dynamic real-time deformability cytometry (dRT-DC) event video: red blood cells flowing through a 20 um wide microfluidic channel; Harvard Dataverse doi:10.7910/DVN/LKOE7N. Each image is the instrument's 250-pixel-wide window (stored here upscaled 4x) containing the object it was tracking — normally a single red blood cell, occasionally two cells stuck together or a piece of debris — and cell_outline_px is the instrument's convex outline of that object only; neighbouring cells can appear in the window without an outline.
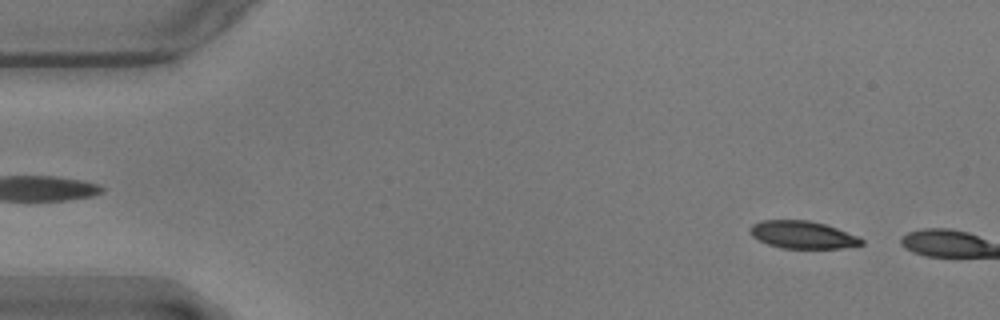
{"species": "common noctule bat (a hibernating species)", "species_latin": "Nyctalus noctula", "temperature_condition": "warm", "stored_images_in_passage": 7, "camera_frame_rate_fps": 3000, "um_per_image_px": 0.085, "animal": {"sex": "male", "body_mass_g": 17.9}, "frame": {"image": 1, "passage_image": 5, "time_ms": 1.333, "image_size_px": [1000, 320], "cell_outline_px": [[864, 244], [844, 248], [780, 248], [768, 244], [752, 236], [748, 232], [748, 228], [752, 224], [760, 220], [808, 220], [824, 224], [860, 236], [864, 240]], "centroid_in_image_um": [68.22, 19.95], "position_along_channel_um": 16.8, "area_um2": 18.03}}